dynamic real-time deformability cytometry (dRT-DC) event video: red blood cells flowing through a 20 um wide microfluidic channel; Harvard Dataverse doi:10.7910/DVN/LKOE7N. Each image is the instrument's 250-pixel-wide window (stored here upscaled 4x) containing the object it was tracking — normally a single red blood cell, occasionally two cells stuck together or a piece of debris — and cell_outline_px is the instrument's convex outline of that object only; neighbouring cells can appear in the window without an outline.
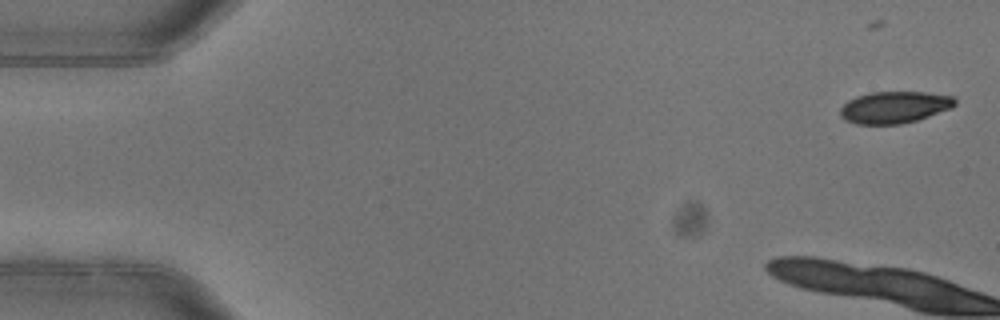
{"species": "common noctule bat (a hibernating species)", "species_latin": "Nyctalus noctula", "temperature_condition": "warm", "stored_images_in_passage": 6, "camera_frame_rate_fps": 3000, "um_per_image_px": 0.085, "animal": {"sex": "female"}, "frame": {"image": 1, "passage_image": 1, "time_ms": 0.0, "image_size_px": [1000, 320], "cell_outline_px": [[956, 104], [952, 108], [916, 120], [900, 124], [856, 124], [844, 120], [840, 116], [840, 108], [848, 100], [856, 96], [872, 92], [924, 92], [956, 96]], "centroid_in_image_um": [76.03, 9.11], "position_along_channel_um": 9.0, "area_um2": 21.39}}
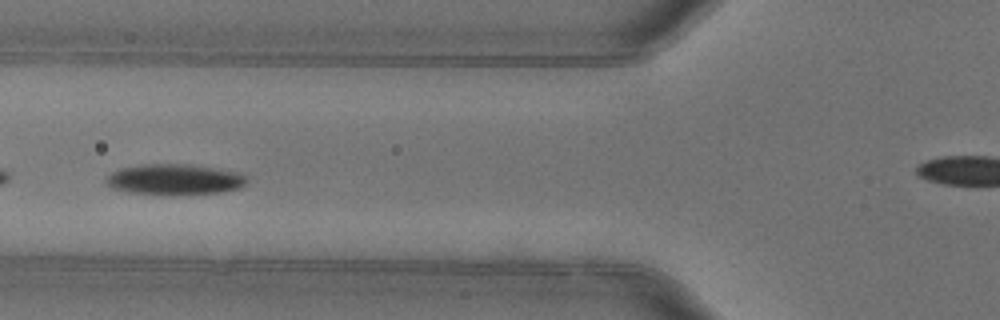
{"frame": {"image": 2, "passage_image": 6, "time_ms": 1.667, "image_size_px": [1000, 320], "cell_outline_px": [[248, 180], [240, 188], [220, 192], [172, 196], [168, 196], [128, 192], [112, 188], [108, 184], [108, 176], [112, 172], [120, 168], [140, 164], [188, 164], [240, 172], [248, 176]], "centroid_in_image_um": [14.87, 15.27], "position_along_channel_um": 110.9, "area_um2": 25.55}}